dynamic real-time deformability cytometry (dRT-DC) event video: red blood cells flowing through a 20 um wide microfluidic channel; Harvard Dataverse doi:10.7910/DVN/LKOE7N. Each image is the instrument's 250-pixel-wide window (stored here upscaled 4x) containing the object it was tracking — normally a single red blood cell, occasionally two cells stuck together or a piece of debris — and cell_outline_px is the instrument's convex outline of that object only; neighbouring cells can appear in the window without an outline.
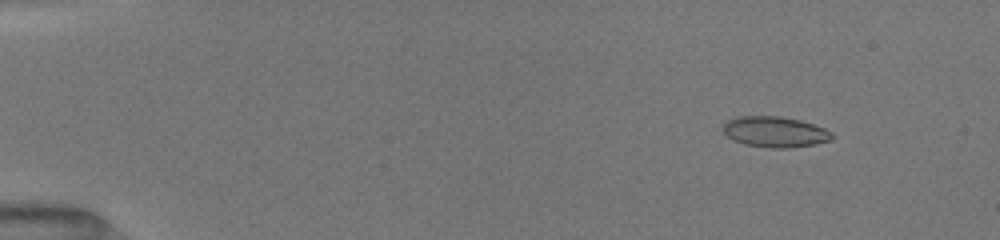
{"species": "common noctule bat (a hibernating species)", "species_latin": "Nyctalus noctula", "temperature_condition": "room temperature", "stored_images_in_passage": 51, "camera_frame_rate_fps": 3000, "um_per_image_px": 0.085, "animal": {"sex": "female", "body_mass_g": 19.5, "forearm_length_mm": 54.1}, "frame": {"image": 1, "passage_image": 6, "time_ms": 1.667, "image_size_px": [1000, 240], "cell_outline_px": [[832, 136], [828, 140], [816, 144], [788, 148], [772, 148], [744, 144], [732, 140], [724, 132], [724, 124], [728, 120], [736, 116], [780, 116], [800, 120], [824, 128], [832, 132]], "centroid_in_image_um": [65.85, 11.2], "position_along_channel_um": 19.2, "area_um2": 19.36}}
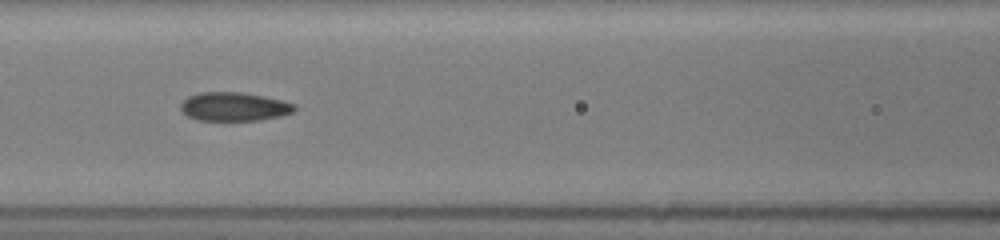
{"frame": {"image": 2, "passage_image": 24, "time_ms": 7.667, "image_size_px": [1000, 240], "cell_outline_px": [[296, 108], [292, 112], [280, 116], [260, 120], [196, 120], [188, 116], [180, 108], [180, 104], [188, 96], [200, 92], [240, 92], [264, 96], [296, 104]], "centroid_in_image_um": [19.89, 9.06], "position_along_channel_um": 146.7, "area_um2": 18.96}}
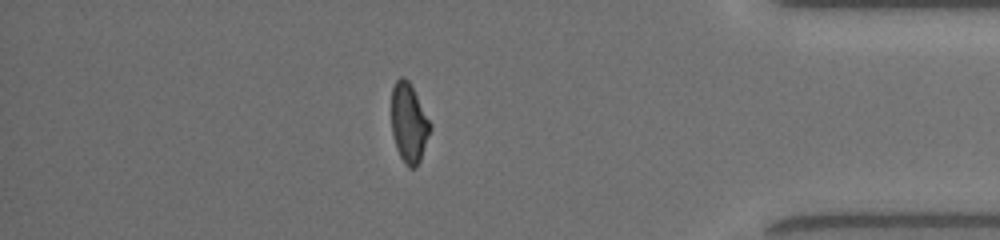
{"frame": {"image": 3, "passage_image": 45, "time_ms": 14.667, "image_size_px": [1000, 240], "cell_outline_px": [[432, 128], [420, 160], [416, 168], [408, 168], [404, 164], [396, 148], [392, 132], [392, 88], [396, 80], [400, 76], [404, 76], [408, 80], [432, 124]], "centroid_in_image_um": [34.76, 10.48], "position_along_channel_um": 400.4, "area_um2": 17.98}, "authors_computed_cell_mechanics": {"area_um2": 19.1318, "velocity_mm_per_s": 4.045, "shape_relaxation_time_tau1_ms": 6.3343, "shape_relaxation_time_tau2_ms": 1.4963, "deformation_change_tau1": 0.1645, "deformation_change_tau2": 0.0866}}